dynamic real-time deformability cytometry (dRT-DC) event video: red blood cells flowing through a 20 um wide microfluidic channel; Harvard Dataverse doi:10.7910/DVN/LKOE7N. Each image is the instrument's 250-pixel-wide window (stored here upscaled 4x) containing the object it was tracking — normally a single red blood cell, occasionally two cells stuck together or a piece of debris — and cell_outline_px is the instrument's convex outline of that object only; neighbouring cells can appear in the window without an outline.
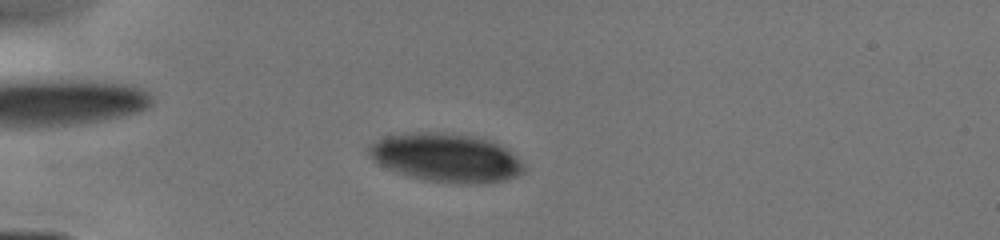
{"species": "human", "species_latin": "Homo sapiens", "temperature_condition": "cold", "stored_images_in_passage": 18, "camera_frame_rate_fps": 3000, "um_per_image_px": 0.085, "donor": {"sex": "male"}, "frame": {"image": 1, "passage_image": 7, "time_ms": 3.333, "image_size_px": [1000, 240], "cell_outline_px": [[528, 168], [524, 172], [516, 176], [504, 180], [484, 184], [480, 184], [428, 180], [412, 176], [388, 168], [380, 164], [368, 152], [368, 144], [384, 136], [408, 132], [432, 132], [468, 136], [488, 140], [504, 148], [516, 156]], "centroid_in_image_um": [37.93, 13.4], "position_along_channel_um": 47.1, "area_um2": 43.12}}
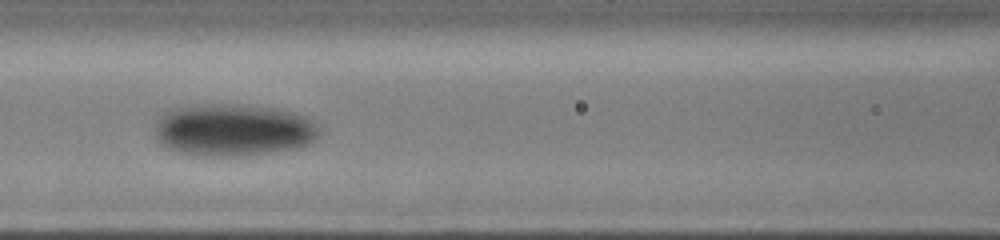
{"frame": {"image": 2, "passage_image": 14, "time_ms": 6.333, "image_size_px": [1000, 240], "cell_outline_px": [[320, 132], [316, 140], [300, 148], [272, 152], [240, 156], [200, 156], [180, 152], [168, 148], [160, 144], [156, 140], [156, 116], [172, 108], [188, 104], [244, 104], [276, 108], [296, 112], [308, 116], [320, 128]], "centroid_in_image_um": [19.83, 11.03], "position_along_channel_um": 146.8, "area_um2": 51.27}}
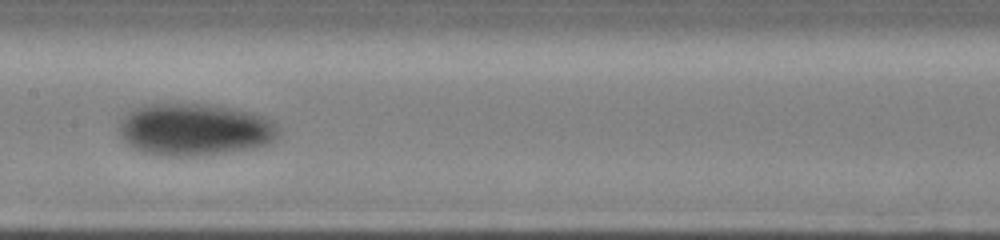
{"frame": {"image": 3, "passage_image": 16, "time_ms": 7.333, "image_size_px": [1000, 240], "cell_outline_px": [[280, 132], [272, 144], [252, 148], [228, 152], [196, 156], [160, 156], [144, 152], [128, 144], [124, 140], [120, 132], [120, 120], [132, 108], [144, 104], [212, 104], [252, 112], [276, 120], [280, 128]], "centroid_in_image_um": [16.61, 11.0], "position_along_channel_um": 190.8, "area_um2": 49.13}}